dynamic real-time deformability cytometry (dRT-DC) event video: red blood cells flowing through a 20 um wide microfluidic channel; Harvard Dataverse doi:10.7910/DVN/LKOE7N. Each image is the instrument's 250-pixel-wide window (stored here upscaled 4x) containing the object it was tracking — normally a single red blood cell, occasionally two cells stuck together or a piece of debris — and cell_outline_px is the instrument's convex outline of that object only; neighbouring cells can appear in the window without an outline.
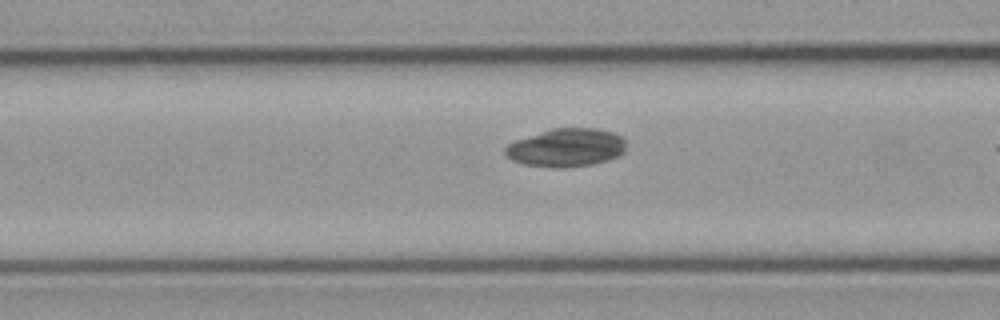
{"species": "common noctule bat (a hibernating species)", "species_latin": "Nyctalus noctula", "temperature_condition": "cold", "stored_images_in_passage": 18, "camera_frame_rate_fps": 3000, "um_per_image_px": 0.085, "animal": {"sex": "male", "body_mass_g": 23.1, "forearm_length_mm": 52.7}, "frame": {"image": 1, "passage_image": 16, "time_ms": 5.0, "image_size_px": [1000, 320], "cell_outline_px": [[628, 140], [624, 152], [616, 156], [592, 164], [524, 164], [512, 160], [504, 152], [504, 148], [508, 144], [516, 140], [552, 128], [596, 128], [612, 132], [624, 136]], "centroid_in_image_um": [48.19, 12.47], "position_along_channel_um": 118.4, "area_um2": 25.89}}